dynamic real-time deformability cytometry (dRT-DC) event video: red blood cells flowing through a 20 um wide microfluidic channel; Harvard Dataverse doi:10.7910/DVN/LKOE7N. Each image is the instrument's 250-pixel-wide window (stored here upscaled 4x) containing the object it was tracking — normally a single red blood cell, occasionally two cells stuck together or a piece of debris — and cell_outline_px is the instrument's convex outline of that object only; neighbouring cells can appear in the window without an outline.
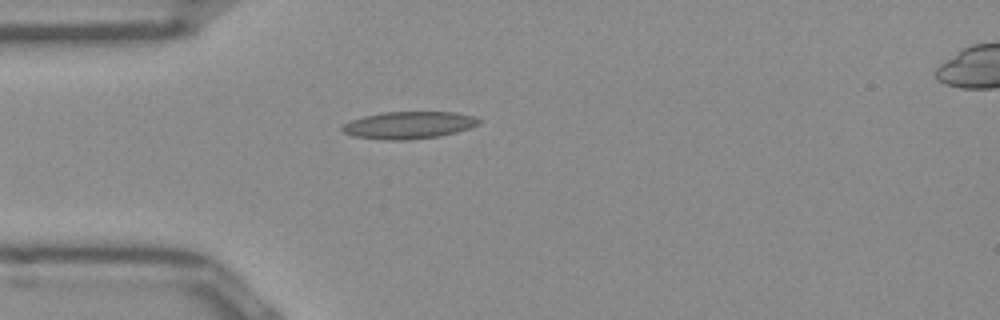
{"species": "Egyptian fruit bat (a non-hibernating species)", "species_latin": "Rousettus aegyptiacus", "temperature_condition": "room temperature", "stored_images_in_passage": 38, "camera_frame_rate_fps": 3000, "um_per_image_px": 0.085, "frame": {"image": 1, "passage_image": 1, "time_ms": 0.0, "image_size_px": [1000, 320], "cell_outline_px": [[480, 124], [456, 132], [440, 136], [408, 140], [380, 140], [352, 136], [344, 132], [340, 128], [344, 124], [352, 120], [364, 116], [384, 112], [456, 112], [472, 116], [480, 120]], "centroid_in_image_um": [34.72, 10.64], "position_along_channel_um": 50.3, "area_um2": 21.68}}
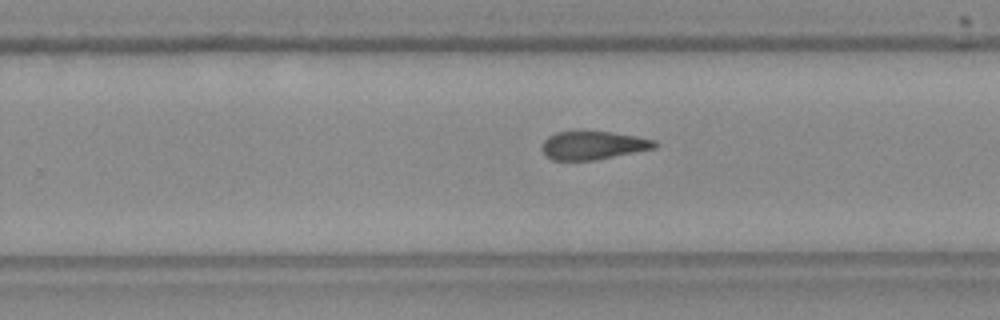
{"frame": {"image": 2, "passage_image": 19, "time_ms": 6.0, "image_size_px": [1000, 320], "cell_outline_px": [[656, 148], [596, 160], [552, 160], [540, 148], [544, 140], [548, 136], [556, 132], [612, 132], [636, 136], [656, 140]], "centroid_in_image_um": [50.42, 12.36], "position_along_channel_um": 279.4, "area_um2": 18.5}}
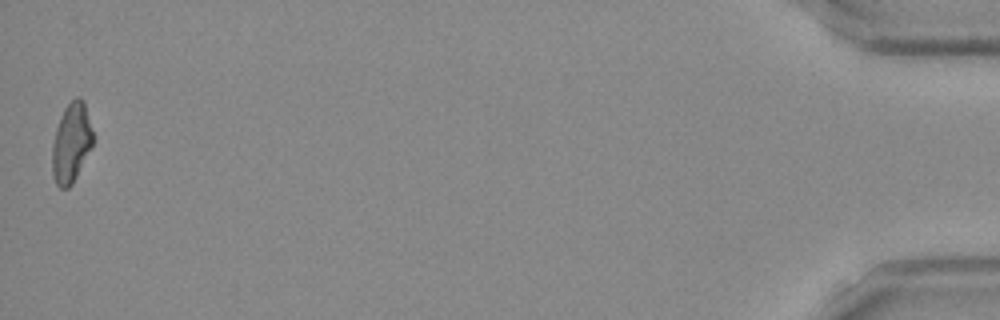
{"frame": {"image": 3, "passage_image": 38, "time_ms": 12.333, "image_size_px": [1000, 320], "cell_outline_px": [[92, 144], [72, 184], [68, 188], [60, 188], [56, 184], [52, 176], [52, 144], [56, 128], [60, 116], [64, 108], [76, 96], [80, 96], [84, 100], [92, 132]], "centroid_in_image_um": [6.02, 12.13], "position_along_channel_um": 429.2, "area_um2": 18.67}, "authors_computed_cell_mechanics": {"area_um2": 19.1896, "velocity_mm_per_s": 3.9418, "shape_relaxation_time_tau1_ms": null, "shape_relaxation_time_tau2_ms": 5.6179, "deformation_change_tau1": null, "deformation_change_tau2": 0.1537}}